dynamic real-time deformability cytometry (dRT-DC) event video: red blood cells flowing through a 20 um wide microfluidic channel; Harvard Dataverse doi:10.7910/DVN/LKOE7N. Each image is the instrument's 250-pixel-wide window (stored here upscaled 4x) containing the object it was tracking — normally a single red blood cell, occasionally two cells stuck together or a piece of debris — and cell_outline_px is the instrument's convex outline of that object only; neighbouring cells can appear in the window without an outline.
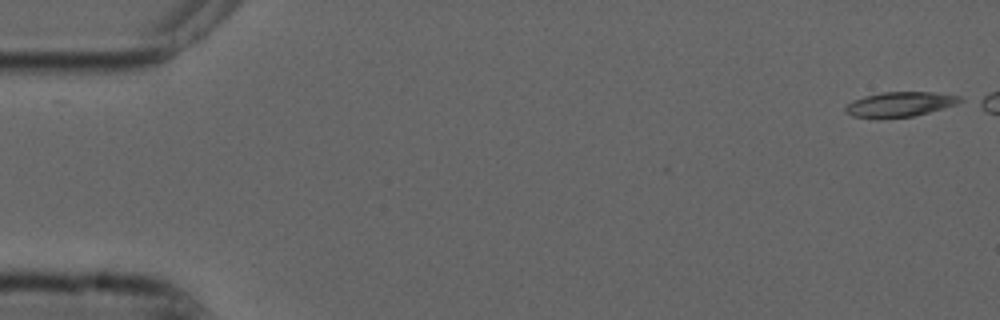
{"species": "common noctule bat (a hibernating species)", "species_latin": "Nyctalus noctula", "temperature_condition": "cold", "stored_images_in_passage": 44, "camera_frame_rate_fps": 3000, "um_per_image_px": 0.085, "animal": {"sex": "male", "forearm_length_mm": 52.5}, "frame": {"image": 1, "passage_image": 1, "time_ms": 0.0, "image_size_px": [1000, 320], "cell_outline_px": [[964, 100], [956, 104], [944, 108], [912, 116], [876, 120], [852, 116], [844, 112], [844, 108], [852, 100], [864, 96], [884, 92], [932, 92], [960, 96]], "centroid_in_image_um": [76.42, 8.89], "position_along_channel_um": 8.6, "area_um2": 16.88}}
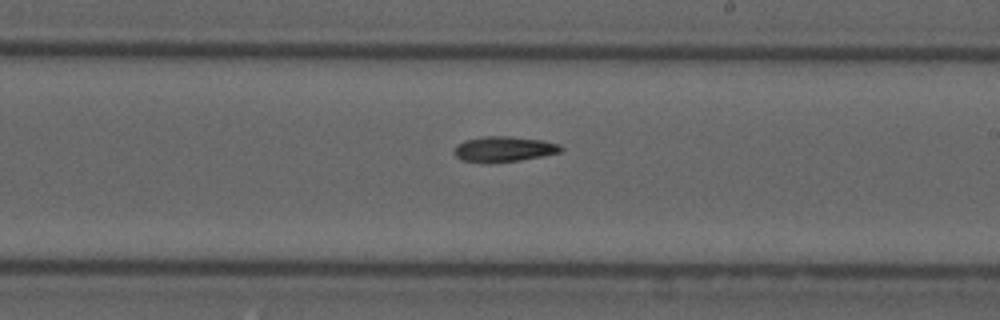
{"frame": {"image": 2, "passage_image": 31, "time_ms": 10.0, "image_size_px": [1000, 320], "cell_outline_px": [[564, 148], [560, 152], [544, 156], [520, 160], [488, 164], [460, 160], [456, 156], [456, 148], [464, 140], [484, 136], [508, 136], [544, 140], [560, 144]], "centroid_in_image_um": [42.87, 12.68], "position_along_channel_um": 246.1, "area_um2": 15.95}}
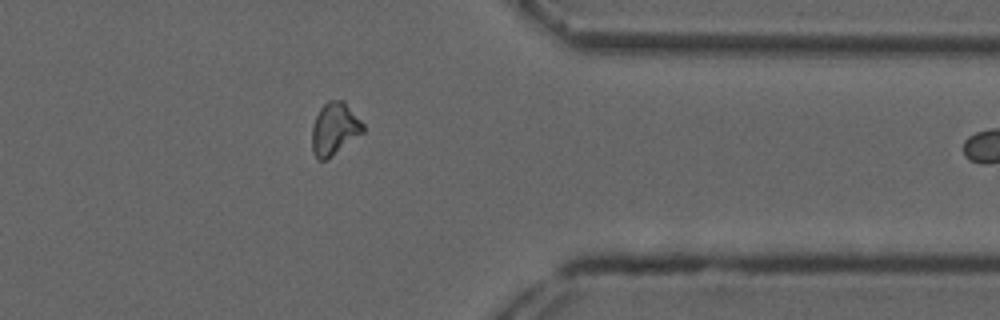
{"frame": {"image": 3, "passage_image": 43, "time_ms": 14.0, "image_size_px": [1000, 320], "cell_outline_px": [[364, 132], [328, 160], [316, 160], [312, 152], [312, 124], [320, 108], [328, 100], [344, 100], [364, 124]], "centroid_in_image_um": [28.42, 10.97], "position_along_channel_um": 383.0, "area_um2": 15.9}}